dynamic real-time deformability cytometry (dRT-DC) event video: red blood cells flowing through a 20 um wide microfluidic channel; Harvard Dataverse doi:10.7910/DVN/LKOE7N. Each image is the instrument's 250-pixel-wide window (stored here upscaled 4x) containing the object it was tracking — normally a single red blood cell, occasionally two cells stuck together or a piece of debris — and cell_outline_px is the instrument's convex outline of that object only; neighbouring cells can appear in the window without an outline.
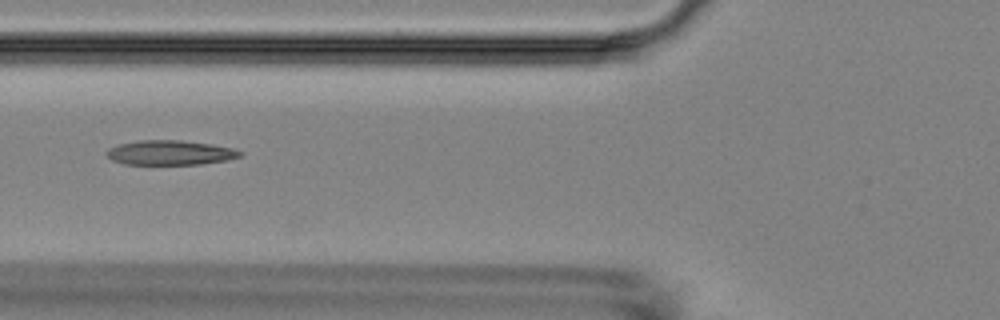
{"species": "Egyptian fruit bat (a non-hibernating species)", "species_latin": "Rousettus aegyptiacus", "temperature_condition": "room temperature", "stored_images_in_passage": 9, "camera_frame_rate_fps": 3000, "um_per_image_px": 0.085, "animal": {"sex": "female"}, "frame": {"image": 1, "passage_image": 6, "time_ms": 5.667, "image_size_px": [1000, 320], "cell_outline_px": [[244, 156], [228, 160], [200, 164], [124, 164], [112, 160], [104, 152], [108, 148], [116, 144], [140, 140], [180, 140], [208, 144], [232, 148], [244, 152]], "centroid_in_image_um": [14.45, 12.98], "position_along_channel_um": 111.4, "area_um2": 19.25}}
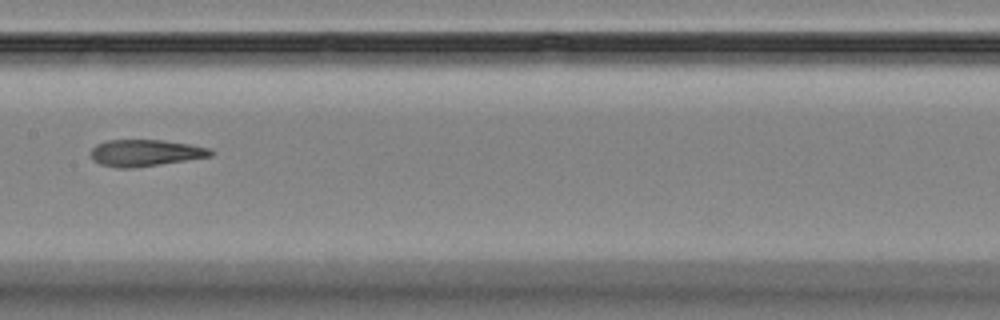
{"frame": {"image": 2, "passage_image": 8, "time_ms": 8.0, "image_size_px": [1000, 320], "cell_outline_px": [[216, 152], [212, 156], [160, 164], [132, 168], [116, 168], [100, 164], [92, 160], [88, 152], [96, 144], [108, 140], [164, 140], [212, 148]], "centroid_in_image_um": [12.33, 12.99], "position_along_channel_um": 195.1, "area_um2": 18.84}}
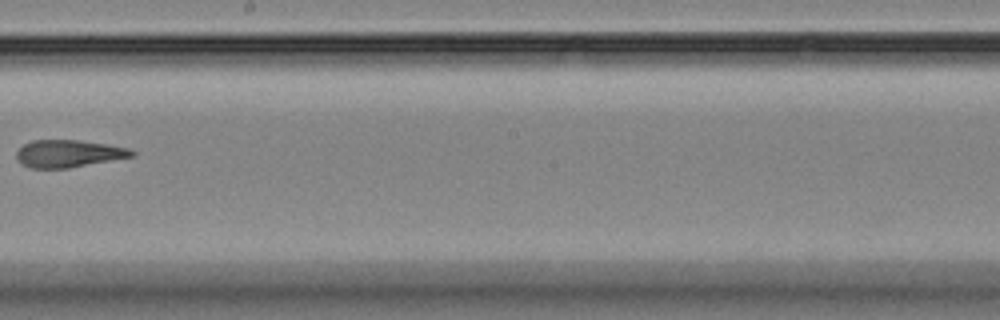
{"frame": {"image": 3, "passage_image": 9, "time_ms": 9.333, "image_size_px": [1000, 320], "cell_outline_px": [[136, 152], [132, 156], [68, 168], [32, 168], [20, 164], [16, 160], [16, 152], [24, 144], [32, 140], [76, 140], [108, 144], [128, 148]], "centroid_in_image_um": [5.77, 13.05], "position_along_channel_um": 242.4, "area_um2": 18.26}}